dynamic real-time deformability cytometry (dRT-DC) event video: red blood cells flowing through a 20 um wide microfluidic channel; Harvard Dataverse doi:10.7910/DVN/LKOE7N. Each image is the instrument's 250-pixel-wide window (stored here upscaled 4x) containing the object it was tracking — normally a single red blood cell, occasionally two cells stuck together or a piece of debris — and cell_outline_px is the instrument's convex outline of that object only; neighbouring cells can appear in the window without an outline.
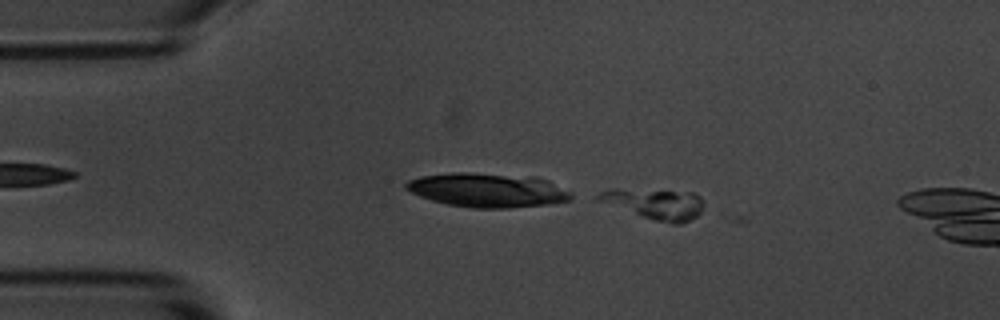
{"species": "common noctule bat (a hibernating species)", "species_latin": "Nyctalus noctula", "temperature_condition": "room temperature", "stored_images_in_passage": 8, "camera_frame_rate_fps": 3000, "um_per_image_px": 0.085, "animal": {"sex": "male", "body_mass_g": 20.1, "forearm_length_mm": 53.5}, "frame": {"image": 1, "passage_image": 8, "time_ms": 2.333, "image_size_px": [1000, 320], "cell_outline_px": [[704, 204], [700, 212], [696, 216], [680, 224], [672, 224], [656, 220], [596, 200], [596, 196], [600, 192], [608, 188], [616, 188], [692, 192], [700, 196], [704, 200]], "centroid_in_image_um": [55.68, 17.29], "position_along_channel_um": 29.3, "area_um2": 18.55}}